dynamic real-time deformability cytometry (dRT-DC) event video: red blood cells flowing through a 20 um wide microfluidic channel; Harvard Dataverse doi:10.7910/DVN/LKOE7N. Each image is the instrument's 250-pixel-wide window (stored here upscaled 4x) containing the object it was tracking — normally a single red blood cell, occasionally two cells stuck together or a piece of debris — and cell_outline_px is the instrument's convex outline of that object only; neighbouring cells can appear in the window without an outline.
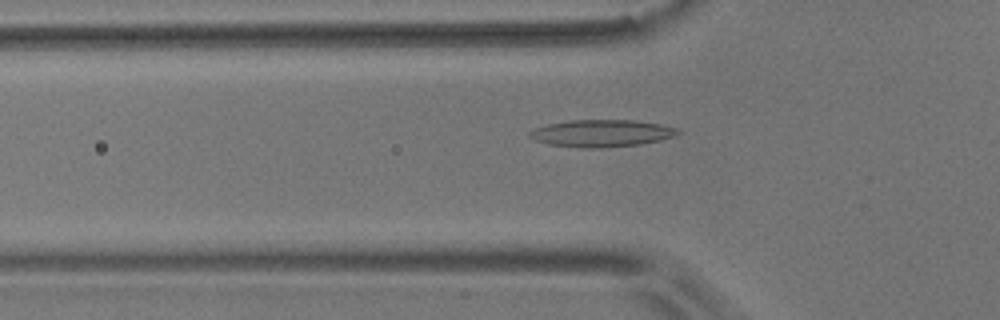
{"species": "common noctule bat (a hibernating species)", "species_latin": "Nyctalus noctula", "temperature_condition": "room temperature", "stored_images_in_passage": 53, "camera_frame_rate_fps": 3000, "um_per_image_px": 0.085, "animal": {"sex": "male", "body_mass_g": 17.9}, "frame": {"image": 1, "passage_image": 16, "time_ms": 5.0, "image_size_px": [1000, 320], "cell_outline_px": [[684, 132], [660, 140], [640, 144], [596, 148], [580, 148], [548, 144], [536, 140], [528, 136], [528, 132], [536, 128], [548, 124], [572, 120], [636, 120], [660, 124], [676, 128]], "centroid_in_image_um": [51.14, 11.32], "position_along_channel_um": 74.7, "area_um2": 23.35}}
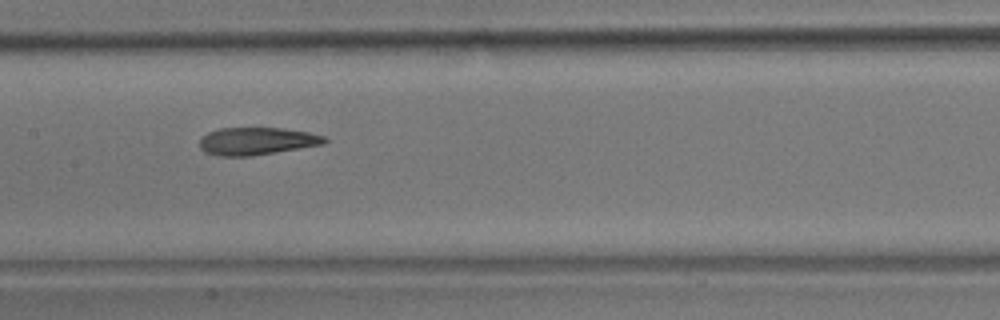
{"frame": {"image": 2, "passage_image": 25, "time_ms": 8.0, "image_size_px": [1000, 320], "cell_outline_px": [[328, 140], [324, 144], [252, 156], [220, 156], [204, 152], [200, 148], [200, 140], [208, 132], [220, 128], [284, 128], [308, 132], [324, 136]], "centroid_in_image_um": [21.83, 11.99], "position_along_channel_um": 185.6, "area_um2": 20.0}}
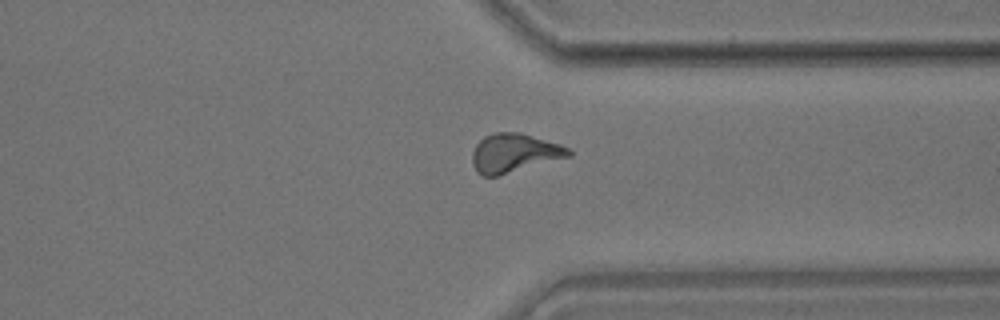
{"frame": {"image": 3, "passage_image": 40, "time_ms": 13.0, "image_size_px": [1000, 320], "cell_outline_px": [[572, 156], [496, 176], [484, 176], [476, 172], [472, 164], [472, 152], [476, 144], [484, 136], [496, 132], [520, 132], [560, 144], [568, 148], [572, 152]], "centroid_in_image_um": [43.69, 13.0], "position_along_channel_um": 367.7, "area_um2": 21.79}, "authors_computed_cell_mechanics": {"area_um2": 21.0392, "velocity_mm_per_s": 3.6613, "shape_relaxation_time_tau1_ms": null, "shape_relaxation_time_tau2_ms": 3.1218, "deformation_change_tau1": null, "deformation_change_tau2": 0.1156}}